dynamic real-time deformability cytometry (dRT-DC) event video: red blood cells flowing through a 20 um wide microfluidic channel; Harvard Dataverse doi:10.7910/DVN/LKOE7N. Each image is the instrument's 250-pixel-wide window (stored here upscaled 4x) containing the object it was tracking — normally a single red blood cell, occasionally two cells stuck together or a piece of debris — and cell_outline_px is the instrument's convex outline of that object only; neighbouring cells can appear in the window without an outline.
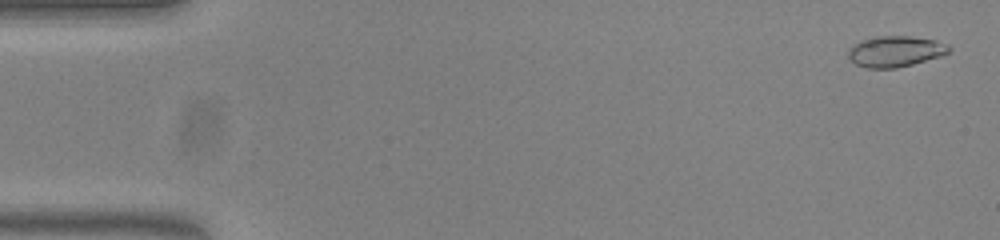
{"species": "common noctule bat (a hibernating species)", "species_latin": "Nyctalus noctula", "temperature_condition": "warm", "stored_images_in_passage": 45, "camera_frame_rate_fps": 3000, "um_per_image_px": 0.085, "animal": {"sex": "female", "body_mass_g": 23.0, "forearm_length_mm": 53.4}, "frame": {"image": 1, "passage_image": 2, "time_ms": 0.333, "image_size_px": [1000, 240], "cell_outline_px": [[952, 48], [948, 52], [940, 56], [912, 64], [896, 68], [868, 68], [856, 64], [848, 56], [848, 52], [860, 40], [876, 36], [908, 36], [936, 40], [948, 44]], "centroid_in_image_um": [76.13, 4.36], "position_along_channel_um": 8.9, "area_um2": 17.92}}
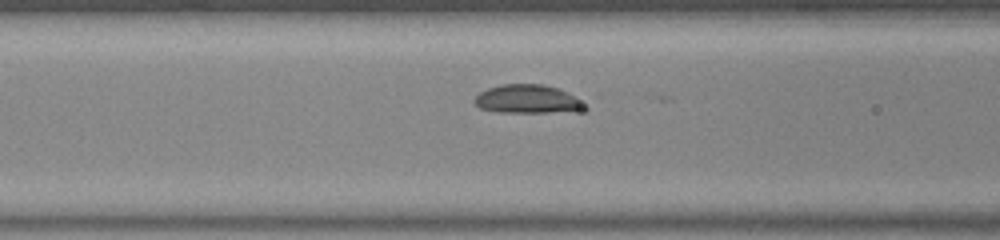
{"frame": {"image": 2, "passage_image": 22, "time_ms": 7.0, "image_size_px": [1000, 240], "cell_outline_px": [[588, 112], [500, 112], [480, 108], [472, 100], [480, 92], [488, 88], [500, 84], [544, 84], [556, 88], [580, 100], [588, 108]], "centroid_in_image_um": [44.87, 8.44], "position_along_channel_um": 121.7, "area_um2": 18.44}}
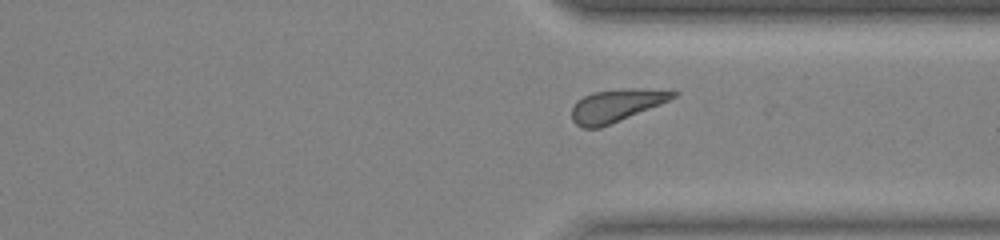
{"frame": {"image": 3, "passage_image": 41, "time_ms": 13.333, "image_size_px": [1000, 240], "cell_outline_px": [[680, 92], [676, 96], [660, 104], [600, 128], [580, 128], [572, 120], [572, 108], [576, 100], [592, 92], [628, 88], [636, 88]], "centroid_in_image_um": [52.32, 8.97], "position_along_channel_um": 359.1, "area_um2": 19.02}}